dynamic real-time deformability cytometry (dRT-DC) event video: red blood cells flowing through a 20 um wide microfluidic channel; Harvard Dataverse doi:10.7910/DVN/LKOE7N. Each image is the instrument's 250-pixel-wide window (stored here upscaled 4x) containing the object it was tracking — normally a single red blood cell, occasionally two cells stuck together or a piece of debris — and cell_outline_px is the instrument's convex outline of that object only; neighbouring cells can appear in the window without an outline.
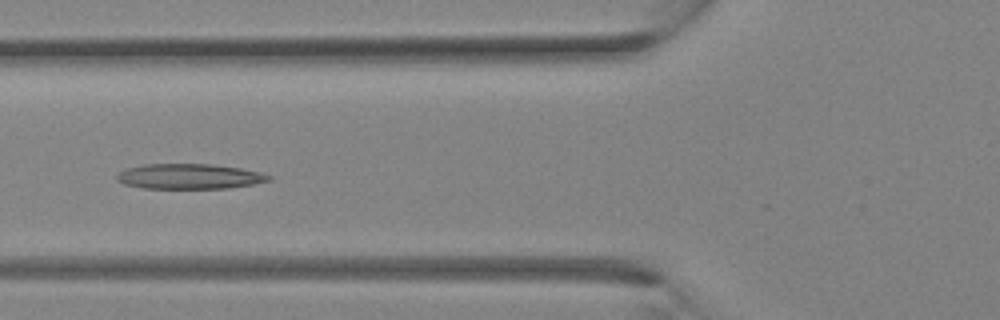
{"species": "Egyptian fruit bat (a non-hibernating species)", "species_latin": "Rousettus aegyptiacus", "temperature_condition": "room temperature", "stored_images_in_passage": 34, "camera_frame_rate_fps": 3000, "um_per_image_px": 0.085, "animal": {"sex": "female"}, "frame": {"image": 1, "passage_image": 13, "time_ms": 4.0, "image_size_px": [1000, 320], "cell_outline_px": [[272, 180], [252, 184], [228, 188], [144, 188], [124, 184], [116, 180], [116, 176], [120, 172], [128, 168], [144, 164], [212, 164], [240, 168], [260, 172], [272, 176]], "centroid_in_image_um": [16.11, 14.99], "position_along_channel_um": 109.7, "area_um2": 22.2}}
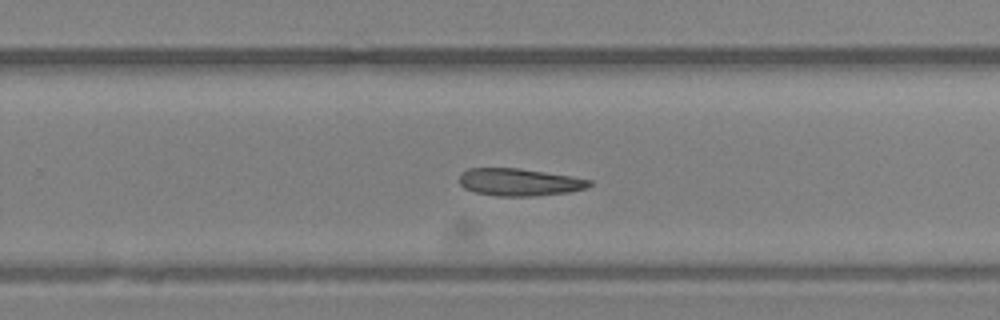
{"frame": {"image": 2, "passage_image": 22, "time_ms": 7.0, "image_size_px": [1000, 320], "cell_outline_px": [[592, 184], [584, 188], [568, 192], [532, 196], [496, 196], [476, 192], [464, 188], [460, 184], [460, 172], [468, 168], [520, 168], [572, 176], [592, 180]], "centroid_in_image_um": [44.12, 15.47], "position_along_channel_um": 285.7, "area_um2": 20.75}}
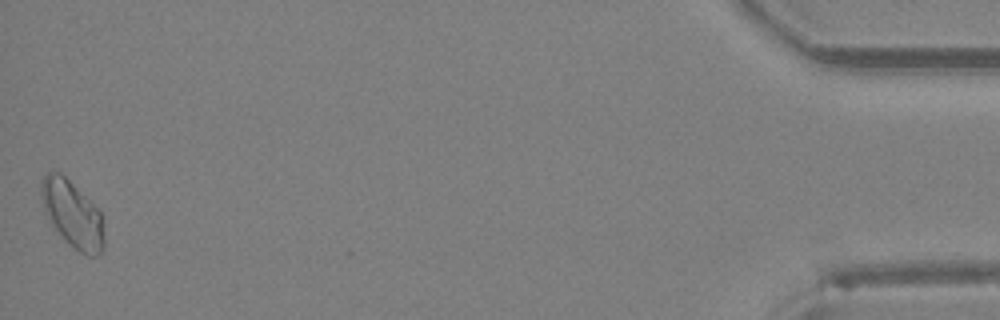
{"frame": {"image": 3, "passage_image": 34, "time_ms": 11.0, "image_size_px": [1000, 320], "cell_outline_px": [[104, 248], [100, 256], [88, 256], [80, 252], [68, 244], [64, 240], [52, 224], [44, 212], [40, 192], [40, 188], [44, 176], [48, 172], [60, 172], [100, 212], [104, 224]], "centroid_in_image_um": [6.17, 18.26], "position_along_channel_um": 429.0, "area_um2": 24.22}}